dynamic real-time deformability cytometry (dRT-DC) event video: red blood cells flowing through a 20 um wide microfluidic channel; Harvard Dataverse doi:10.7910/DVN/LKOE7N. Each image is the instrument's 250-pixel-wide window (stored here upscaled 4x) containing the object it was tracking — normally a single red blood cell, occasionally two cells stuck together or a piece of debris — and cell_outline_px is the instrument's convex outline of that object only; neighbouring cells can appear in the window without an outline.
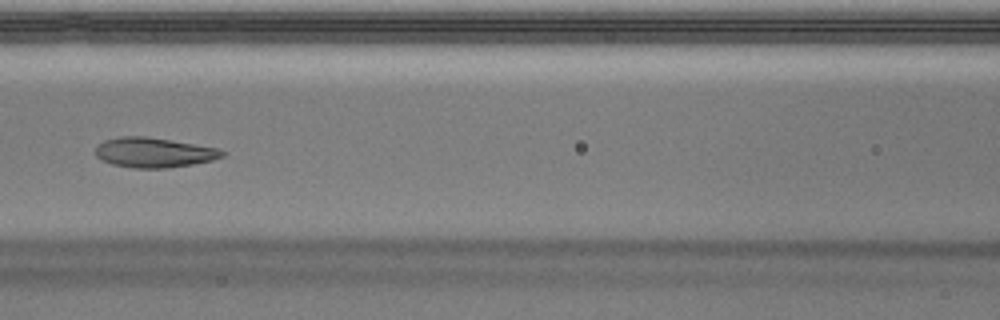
{"species": "Egyptian fruit bat (a non-hibernating species)", "species_latin": "Rousettus aegyptiacus", "temperature_condition": "warm", "stored_images_in_passage": 45, "camera_frame_rate_fps": 3000, "um_per_image_px": 0.085, "animal": {"sex": "male"}, "frame": {"image": 1, "passage_image": 17, "time_ms": 5.333, "image_size_px": [1000, 320], "cell_outline_px": [[228, 152], [224, 156], [212, 160], [192, 164], [164, 168], [132, 168], [112, 164], [96, 156], [96, 148], [104, 140], [120, 136], [144, 136], [216, 148]], "centroid_in_image_um": [13.08, 12.97], "position_along_channel_um": 153.5, "area_um2": 21.73}}
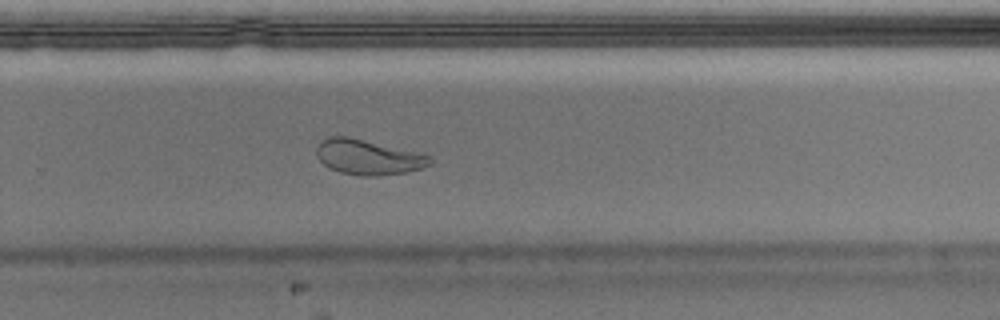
{"frame": {"image": 2, "passage_image": 28, "time_ms": 9.0, "image_size_px": [1000, 320], "cell_outline_px": [[432, 164], [420, 168], [404, 172], [380, 176], [360, 176], [340, 172], [328, 168], [316, 156], [316, 148], [328, 136], [348, 136], [416, 152], [432, 156]], "centroid_in_image_um": [31.28, 13.36], "position_along_channel_um": 298.5, "area_um2": 23.06}}
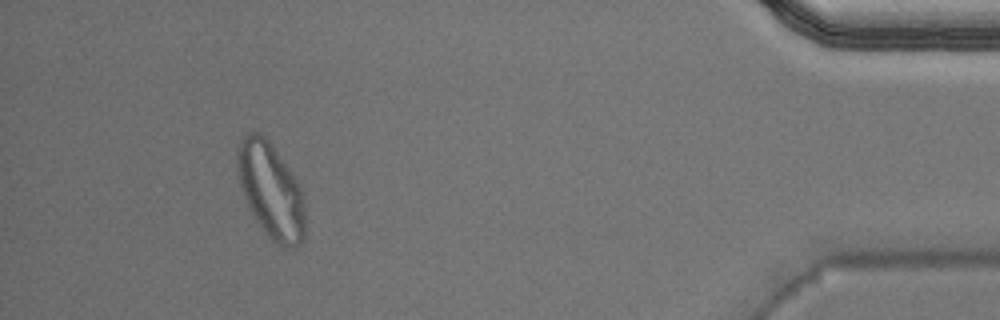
{"frame": {"image": 3, "passage_image": 41, "time_ms": 13.333, "image_size_px": [1000, 320], "cell_outline_px": [[304, 240], [296, 248], [284, 248], [276, 244], [268, 236], [252, 212], [244, 196], [240, 184], [236, 168], [236, 152], [240, 140], [244, 132], [264, 132], [296, 180], [300, 188], [304, 208]], "centroid_in_image_um": [23.0, 16.15], "position_along_channel_um": 412.2, "area_um2": 37.63}, "authors_computed_cell_mechanics": {"area_um2": 23.0622, "velocity_mm_per_s": 3.961, "shape_relaxation_time_tau1_ms": null, "shape_relaxation_time_tau2_ms": 1.3519, "deformation_change_tau1": null, "deformation_change_tau2": 0.073}}